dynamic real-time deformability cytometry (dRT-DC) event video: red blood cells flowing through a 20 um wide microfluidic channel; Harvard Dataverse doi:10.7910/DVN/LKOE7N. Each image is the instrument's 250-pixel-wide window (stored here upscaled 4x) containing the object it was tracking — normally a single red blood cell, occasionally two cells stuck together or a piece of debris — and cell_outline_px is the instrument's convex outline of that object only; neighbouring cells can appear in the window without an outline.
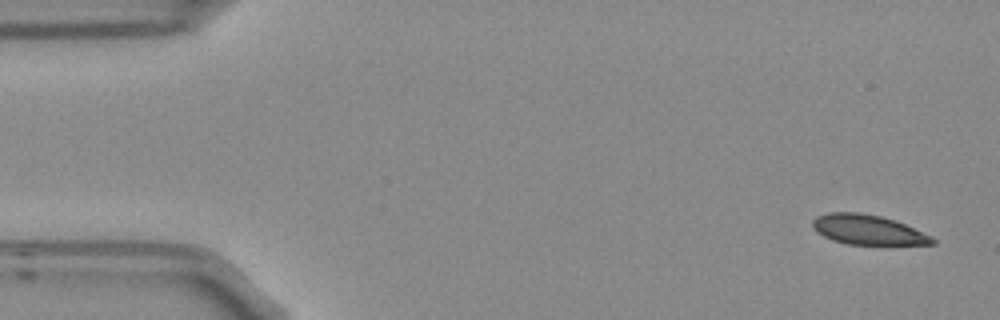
{"species": "Egyptian fruit bat (a non-hibernating species)", "species_latin": "Rousettus aegyptiacus", "temperature_condition": "room temperature", "stored_images_in_passage": 5, "camera_frame_rate_fps": 3000, "um_per_image_px": 0.085, "frame": {"image": 1, "passage_image": 1, "time_ms": 0.0, "image_size_px": [1000, 320], "cell_outline_px": [[936, 244], [848, 244], [832, 240], [816, 232], [812, 228], [812, 220], [816, 216], [828, 212], [860, 212], [880, 216], [904, 224], [932, 236], [936, 240]], "centroid_in_image_um": [73.72, 19.52], "position_along_channel_um": 11.3, "area_um2": 20.69}}
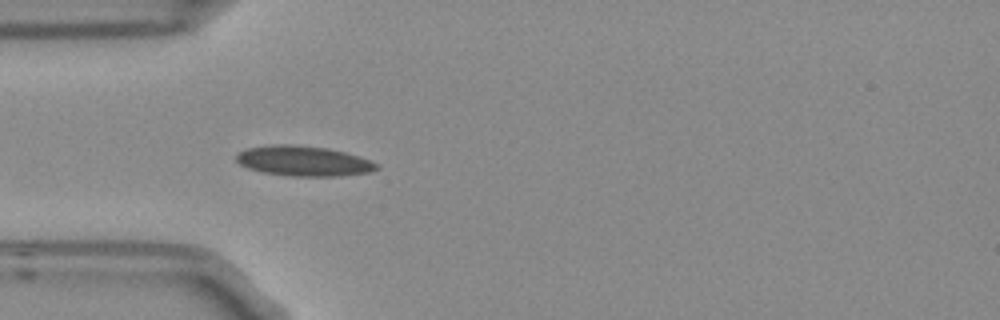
{"frame": {"image": 2, "passage_image": 5, "time_ms": 1.333, "image_size_px": [1000, 320], "cell_outline_px": [[380, 168], [372, 172], [340, 176], [292, 176], [260, 172], [248, 168], [240, 164], [236, 160], [236, 156], [240, 152], [248, 148], [272, 144], [292, 144], [328, 148], [344, 152], [372, 160], [380, 164]], "centroid_in_image_um": [25.85, 13.69], "position_along_channel_um": 59.2, "area_um2": 24.85}}